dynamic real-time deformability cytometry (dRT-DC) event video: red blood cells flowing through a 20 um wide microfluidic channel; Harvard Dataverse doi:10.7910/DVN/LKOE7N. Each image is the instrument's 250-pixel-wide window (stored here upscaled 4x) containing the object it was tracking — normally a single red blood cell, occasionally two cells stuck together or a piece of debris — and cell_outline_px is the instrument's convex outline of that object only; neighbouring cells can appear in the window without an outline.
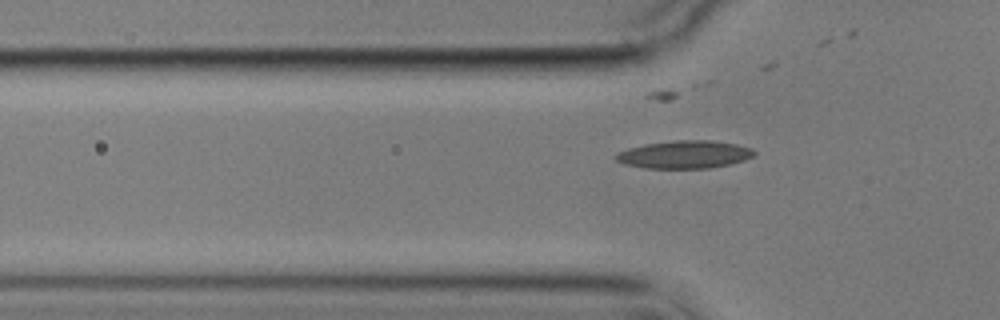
{"species": "common noctule bat (a hibernating species)", "species_latin": "Nyctalus noctula", "temperature_condition": "cold", "stored_images_in_passage": 6, "segment_of_instrument_passage": [2, 2], "camera_frame_rate_fps": 3000, "um_per_image_px": 0.085, "animal": {"sex": "male", "body_mass_g": 17.9}, "frame": {"image": 1, "passage_image": 6, "time_ms": 7.0, "image_size_px": [1000, 320], "cell_outline_px": [[756, 152], [752, 156], [744, 160], [732, 164], [708, 168], [644, 168], [624, 164], [616, 160], [612, 156], [616, 152], [628, 148], [644, 144], [676, 140], [712, 140], [736, 144], [752, 148]], "centroid_in_image_um": [58.15, 13.13], "position_along_channel_um": 67.7, "area_um2": 22.6}}